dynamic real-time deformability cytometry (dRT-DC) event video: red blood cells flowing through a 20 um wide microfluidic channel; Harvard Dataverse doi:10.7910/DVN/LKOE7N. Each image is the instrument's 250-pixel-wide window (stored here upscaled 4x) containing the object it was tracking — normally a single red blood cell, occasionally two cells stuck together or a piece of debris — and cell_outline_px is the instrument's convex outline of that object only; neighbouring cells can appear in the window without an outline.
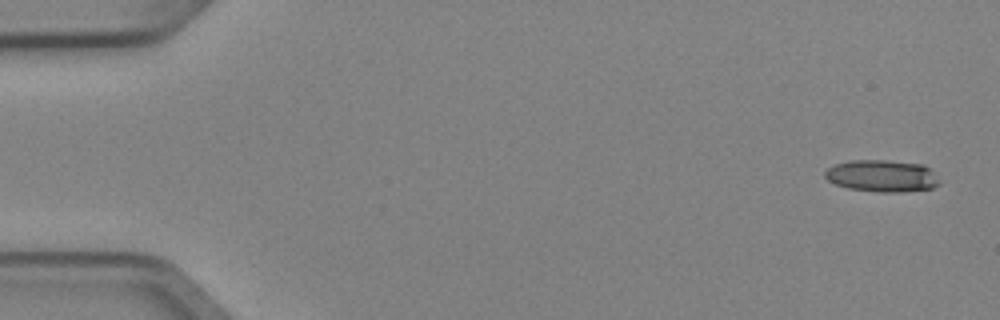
{"species": "Egyptian fruit bat (a non-hibernating species)", "species_latin": "Rousettus aegyptiacus", "temperature_condition": "cold", "stored_images_in_passage": 6, "camera_frame_rate_fps": 3000, "um_per_image_px": 0.085, "animal": {"sex": "female"}, "frame": {"image": 1, "passage_image": 1, "time_ms": 0.0, "image_size_px": [1000, 320], "cell_outline_px": [[940, 184], [932, 188], [904, 192], [880, 192], [848, 188], [836, 184], [828, 180], [824, 176], [824, 172], [828, 168], [836, 164], [852, 160], [884, 160], [924, 164], [940, 180]], "centroid_in_image_um": [74.98, 14.95], "position_along_channel_um": 10.0, "area_um2": 21.27}}
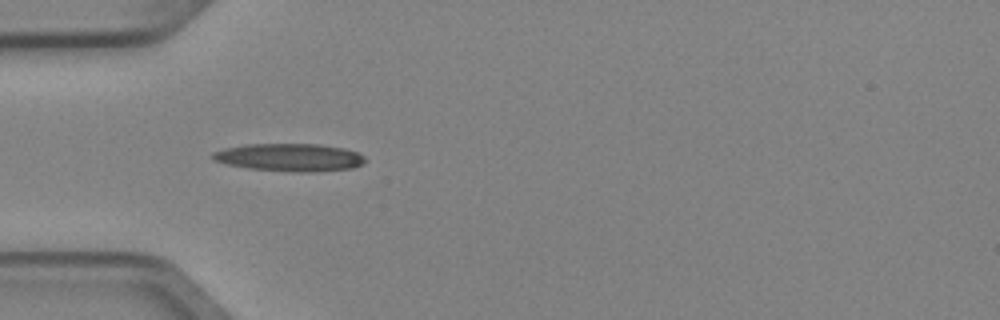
{"frame": {"image": 2, "passage_image": 5, "time_ms": 1.333, "image_size_px": [1000, 320], "cell_outline_px": [[368, 160], [364, 164], [352, 168], [312, 172], [300, 172], [248, 168], [228, 164], [212, 160], [208, 156], [212, 152], [224, 148], [248, 144], [320, 144], [344, 148], [356, 152], [364, 156]], "centroid_in_image_um": [24.62, 13.37], "position_along_channel_um": 60.4, "area_um2": 24.8}}
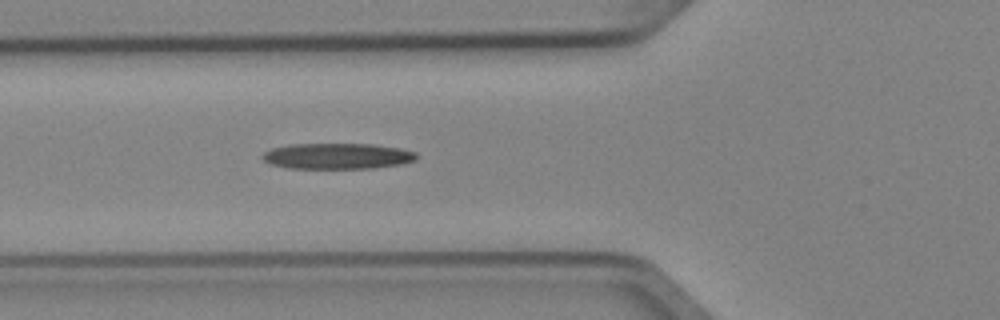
{"frame": {"image": 3, "passage_image": 6, "time_ms": 1.667, "image_size_px": [1000, 320], "cell_outline_px": [[416, 160], [400, 164], [372, 168], [288, 168], [272, 164], [264, 160], [260, 156], [264, 152], [272, 148], [288, 144], [372, 144], [400, 148], [416, 152]], "centroid_in_image_um": [28.66, 13.26], "position_along_channel_um": 97.1, "area_um2": 23.12}}